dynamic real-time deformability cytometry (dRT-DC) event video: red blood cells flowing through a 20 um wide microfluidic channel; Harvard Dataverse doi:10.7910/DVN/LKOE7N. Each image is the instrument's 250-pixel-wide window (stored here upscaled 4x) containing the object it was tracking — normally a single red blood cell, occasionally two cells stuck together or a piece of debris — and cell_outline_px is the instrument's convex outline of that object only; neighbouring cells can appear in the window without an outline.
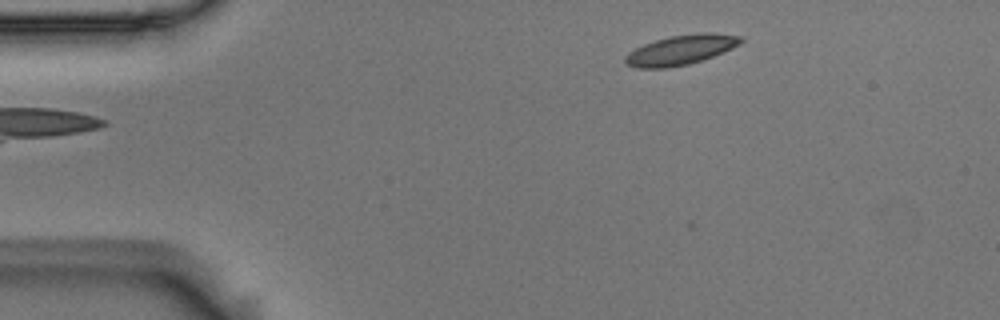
{"species": "Egyptian fruit bat (a non-hibernating species)", "species_latin": "Rousettus aegyptiacus", "temperature_condition": "room temperature", "stored_images_in_passage": 48, "camera_frame_rate_fps": 3000, "um_per_image_px": 0.085, "animal": {"sex": "male"}, "frame": {"image": 1, "passage_image": 2, "time_ms": 0.333, "image_size_px": [1000, 320], "cell_outline_px": [[744, 40], [740, 44], [732, 48], [712, 56], [688, 64], [668, 68], [636, 68], [628, 64], [624, 60], [624, 56], [628, 52], [644, 44], [668, 36], [700, 32], [712, 32], [740, 36]], "centroid_in_image_um": [57.86, 4.23], "position_along_channel_um": 27.1, "area_um2": 20.0}}
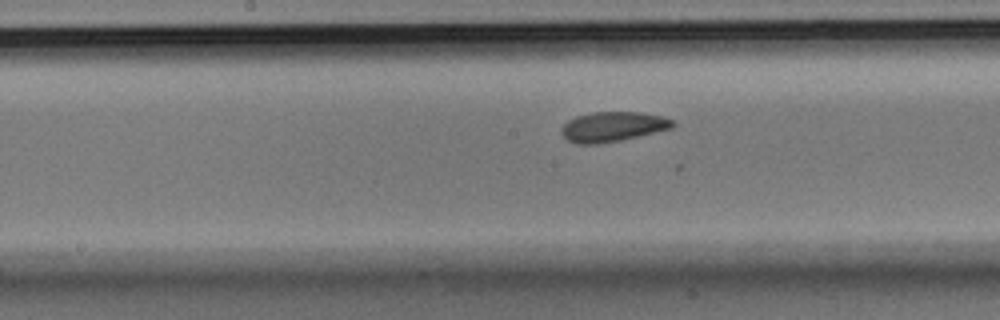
{"frame": {"image": 2, "passage_image": 21, "time_ms": 6.667, "image_size_px": [1000, 320], "cell_outline_px": [[676, 124], [672, 128], [620, 140], [596, 144], [576, 144], [568, 140], [560, 132], [560, 128], [568, 120], [576, 116], [592, 112], [640, 112], [660, 116], [672, 120]], "centroid_in_image_um": [52.04, 10.76], "position_along_channel_um": 196.2, "area_um2": 19.25}}
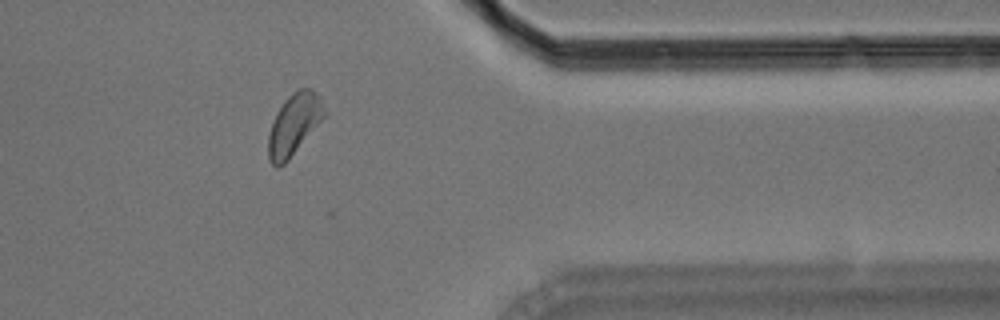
{"frame": {"image": 3, "passage_image": 38, "time_ms": 12.333, "image_size_px": [1000, 320], "cell_outline_px": [[324, 116], [288, 160], [284, 164], [276, 168], [268, 160], [268, 132], [272, 120], [276, 112], [284, 100], [296, 88], [312, 88], [320, 96], [324, 112]], "centroid_in_image_um": [24.94, 10.56], "position_along_channel_um": 386.5, "area_um2": 19.88}}